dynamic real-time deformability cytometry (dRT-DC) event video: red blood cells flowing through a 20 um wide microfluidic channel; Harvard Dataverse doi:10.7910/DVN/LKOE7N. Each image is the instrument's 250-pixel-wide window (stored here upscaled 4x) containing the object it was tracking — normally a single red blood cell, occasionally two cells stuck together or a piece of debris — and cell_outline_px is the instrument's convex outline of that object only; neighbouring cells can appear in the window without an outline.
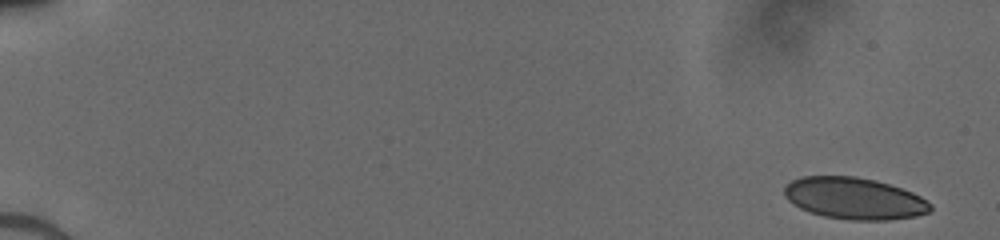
{"species": "human", "species_latin": "Homo sapiens", "temperature_condition": "cold", "stored_images_in_passage": 50, "camera_frame_rate_fps": 3000, "um_per_image_px": 0.085, "donor": {"sex": "male"}, "frame": {"image": 1, "passage_image": 1, "time_ms": 0.0, "image_size_px": [1000, 240], "cell_outline_px": [[932, 208], [928, 212], [916, 216], [888, 220], [848, 220], [824, 216], [808, 212], [800, 208], [788, 200], [784, 196], [784, 184], [792, 180], [804, 176], [856, 176], [876, 180], [912, 192], [920, 196], [932, 204]], "centroid_in_image_um": [72.59, 16.86], "position_along_channel_um": 12.4, "area_um2": 35.66}}
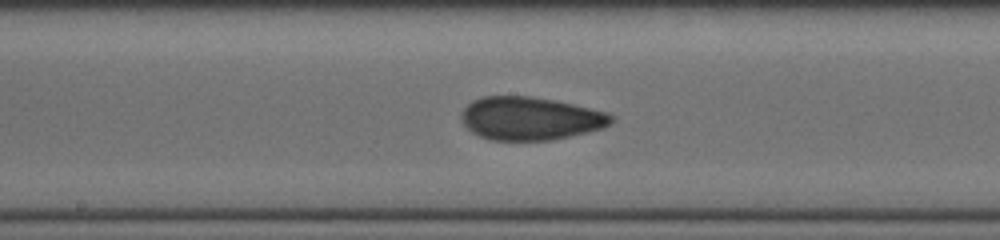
{"frame": {"image": 2, "passage_image": 28, "time_ms": 9.0, "image_size_px": [1000, 240], "cell_outline_px": [[612, 120], [604, 128], [568, 136], [548, 140], [488, 140], [472, 132], [460, 120], [460, 112], [472, 100], [484, 96], [528, 96], [552, 100], [572, 104], [608, 112], [612, 116]], "centroid_in_image_um": [45.02, 10.06], "position_along_channel_um": 203.2, "area_um2": 37.45}}
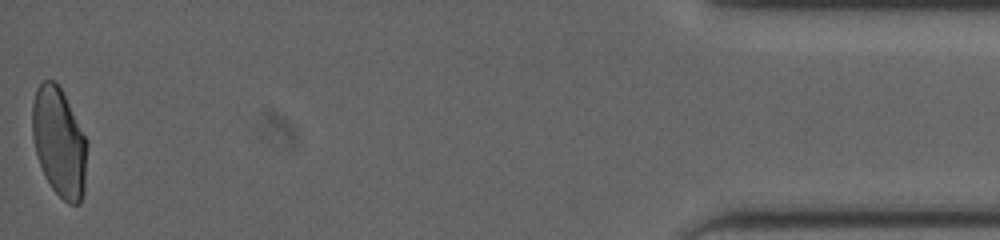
{"frame": {"image": 3, "passage_image": 50, "time_ms": 16.333, "image_size_px": [1000, 240], "cell_outline_px": [[88, 144], [84, 196], [80, 204], [68, 204], [52, 188], [44, 176], [36, 156], [32, 136], [32, 104], [36, 88], [44, 80], [52, 80], [60, 88], [88, 140]], "centroid_in_image_um": [5.04, 12.13], "position_along_channel_um": 430.2, "area_um2": 35.2}}